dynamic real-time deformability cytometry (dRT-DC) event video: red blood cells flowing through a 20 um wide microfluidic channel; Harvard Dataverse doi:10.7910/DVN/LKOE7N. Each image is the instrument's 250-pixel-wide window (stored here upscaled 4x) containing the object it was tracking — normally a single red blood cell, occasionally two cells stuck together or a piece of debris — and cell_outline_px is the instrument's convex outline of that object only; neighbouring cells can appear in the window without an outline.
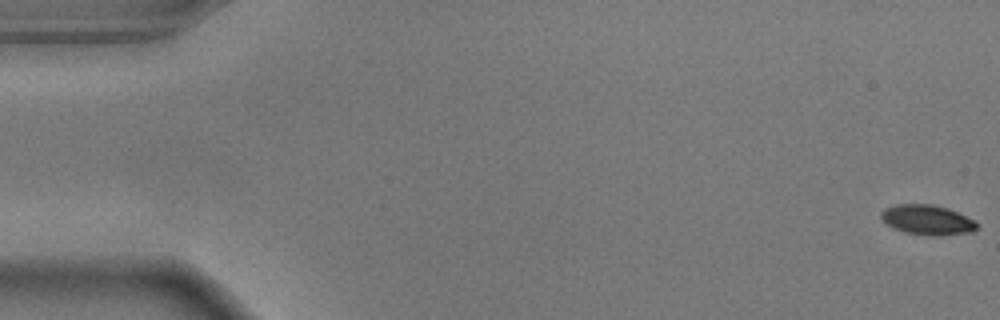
{"species": "common noctule bat (a hibernating species)", "species_latin": "Nyctalus noctula", "temperature_condition": "warm", "stored_images_in_passage": 56, "camera_frame_rate_fps": 3000, "um_per_image_px": 0.085, "animal": {"sex": "male", "body_mass_g": 17.9}, "frame": {"image": 1, "passage_image": 1, "time_ms": 0.0, "image_size_px": [1000, 320], "cell_outline_px": [[976, 228], [972, 232], [944, 236], [928, 236], [904, 232], [892, 228], [884, 224], [880, 216], [880, 212], [884, 208], [896, 204], [932, 204], [948, 208], [976, 220]], "centroid_in_image_um": [78.79, 18.7], "position_along_channel_um": 6.2, "area_um2": 17.11}}
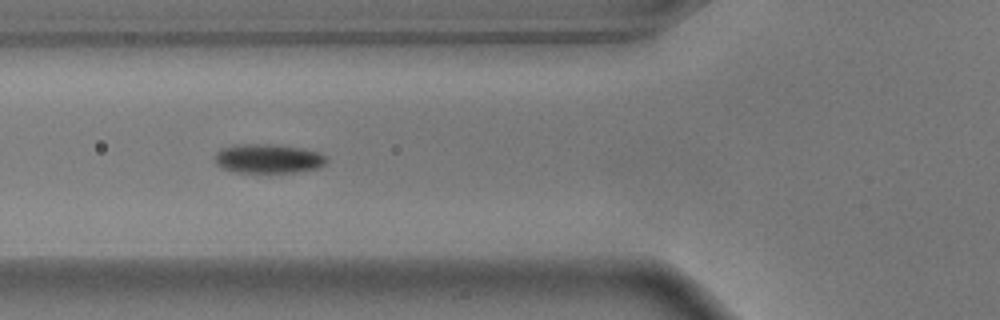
{"frame": {"image": 2, "passage_image": 21, "time_ms": 6.667, "image_size_px": [1000, 320], "cell_outline_px": [[328, 160], [320, 168], [292, 172], [240, 172], [224, 168], [216, 160], [216, 152], [220, 148], [236, 144], [276, 144], [300, 148], [320, 152], [328, 156]], "centroid_in_image_um": [22.87, 13.46], "position_along_channel_um": 102.9, "area_um2": 18.9}}
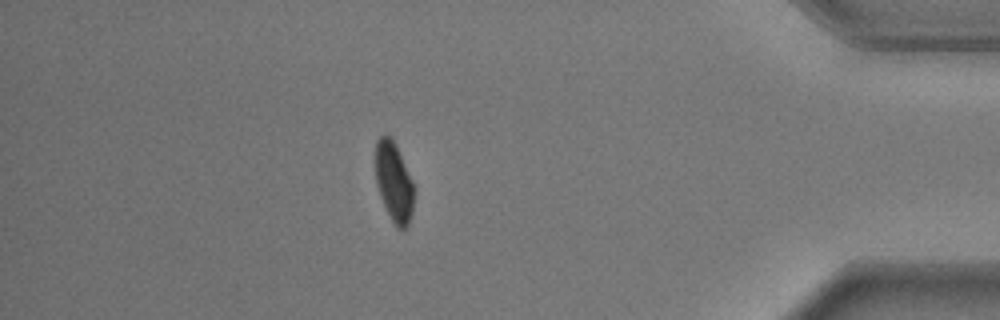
{"frame": {"image": 3, "passage_image": 49, "time_ms": 16.0, "image_size_px": [1000, 320], "cell_outline_px": [[416, 188], [412, 212], [408, 224], [404, 228], [396, 228], [380, 196], [376, 184], [376, 140], [380, 136], [388, 136], [392, 140]], "centroid_in_image_um": [33.49, 15.52], "position_along_channel_um": 401.7, "area_um2": 17.51}, "authors_computed_cell_mechanics": {"area_um2": 18.2937, "velocity_mm_per_s": 3.6499, "shape_relaxation_time_tau1_ms": 2.8491, "shape_relaxation_time_tau2_ms": null, "deformation_change_tau1": 0.1366, "deformation_change_tau2": null}}